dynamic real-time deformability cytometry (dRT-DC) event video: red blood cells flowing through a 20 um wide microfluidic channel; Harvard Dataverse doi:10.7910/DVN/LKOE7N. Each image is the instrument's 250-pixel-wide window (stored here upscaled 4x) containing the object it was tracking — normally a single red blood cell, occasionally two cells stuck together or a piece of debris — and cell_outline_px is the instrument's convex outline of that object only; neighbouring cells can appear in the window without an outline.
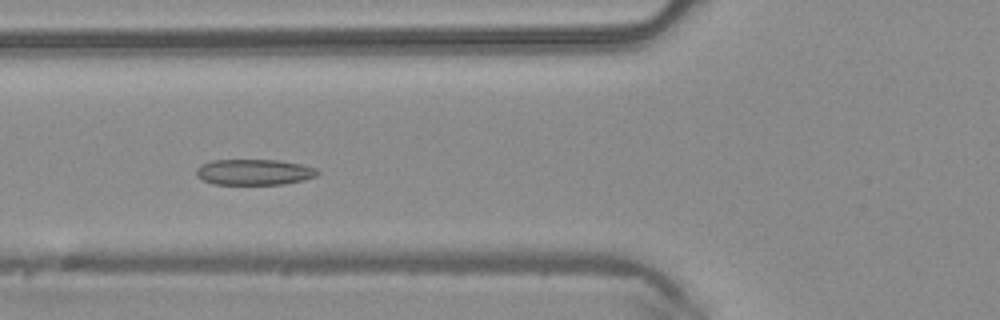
{"species": "common noctule bat (a hibernating species)", "species_latin": "Nyctalus noctula", "temperature_condition": "warm", "stored_images_in_passage": 43, "camera_frame_rate_fps": 3000, "um_per_image_px": 0.085, "animal": {"sex": "male", "body_mass_g": 20.4}, "frame": {"image": 1, "passage_image": 18, "time_ms": 5.667, "image_size_px": [1000, 320], "cell_outline_px": [[320, 172], [316, 176], [304, 180], [284, 184], [212, 184], [196, 176], [196, 168], [200, 164], [212, 160], [280, 160], [304, 164], [316, 168]], "centroid_in_image_um": [21.62, 14.62], "position_along_channel_um": 104.2, "area_um2": 18.44}}
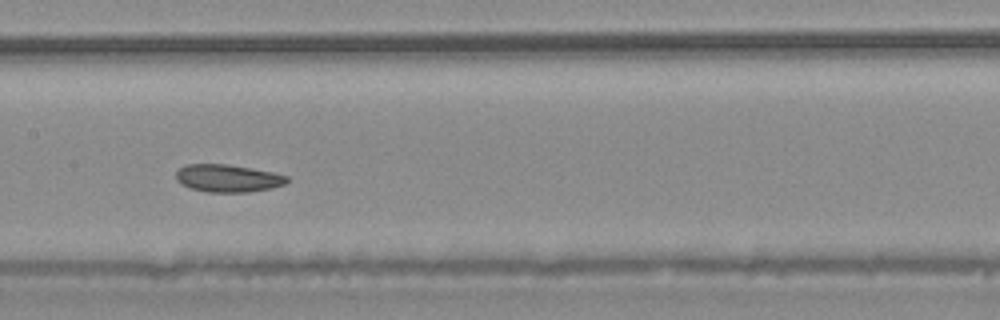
{"frame": {"image": 2, "passage_image": 24, "time_ms": 7.667, "image_size_px": [1000, 320], "cell_outline_px": [[288, 180], [284, 184], [272, 188], [248, 192], [208, 192], [188, 188], [180, 184], [176, 180], [176, 172], [184, 164], [228, 164], [252, 168], [272, 172], [288, 176]], "centroid_in_image_um": [19.33, 15.15], "position_along_channel_um": 188.1, "area_um2": 17.98}}
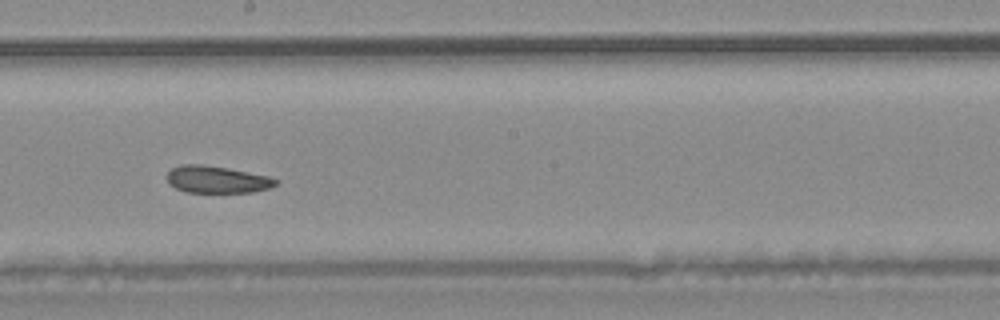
{"frame": {"image": 3, "passage_image": 27, "time_ms": 8.667, "image_size_px": [1000, 320], "cell_outline_px": [[280, 180], [276, 184], [268, 188], [252, 192], [184, 192], [168, 184], [168, 172], [172, 168], [180, 164], [200, 164], [228, 168], [268, 176]], "centroid_in_image_um": [18.42, 15.25], "position_along_channel_um": 229.8, "area_um2": 17.11}, "authors_computed_cell_mechanics": {"area_um2": 20.23, "velocity_mm_per_s": 4.184, "shape_relaxation_time_tau1_ms": null, "shape_relaxation_time_tau2_ms": 4.4395, "deformation_change_tau1": null, "deformation_change_tau2": 0.0924}}